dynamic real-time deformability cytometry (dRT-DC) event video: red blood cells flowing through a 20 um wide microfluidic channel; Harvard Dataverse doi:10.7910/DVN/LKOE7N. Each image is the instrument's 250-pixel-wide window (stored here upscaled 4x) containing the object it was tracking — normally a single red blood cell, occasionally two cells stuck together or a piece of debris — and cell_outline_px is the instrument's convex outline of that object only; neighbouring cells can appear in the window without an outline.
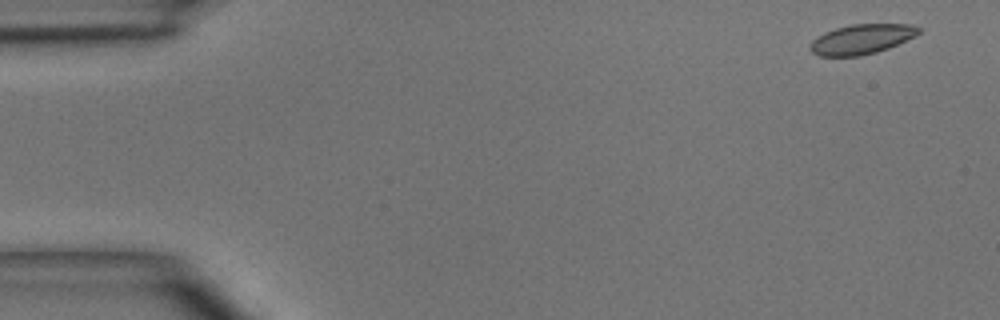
{"species": "common noctule bat (a hibernating species)", "species_latin": "Nyctalus noctula", "temperature_condition": "room temperature", "stored_images_in_passage": 4, "camera_frame_rate_fps": 3000, "um_per_image_px": 0.085, "animal": {"sex": "male", "body_mass_g": 15.6}, "frame": {"image": 1, "passage_image": 1, "time_ms": 0.0, "image_size_px": [1000, 320], "cell_outline_px": [[920, 32], [888, 48], [876, 52], [860, 56], [820, 56], [812, 52], [812, 40], [824, 32], [836, 28], [852, 24], [912, 24], [920, 28]], "centroid_in_image_um": [73.22, 3.32], "position_along_channel_um": 11.8, "area_um2": 18.5}}
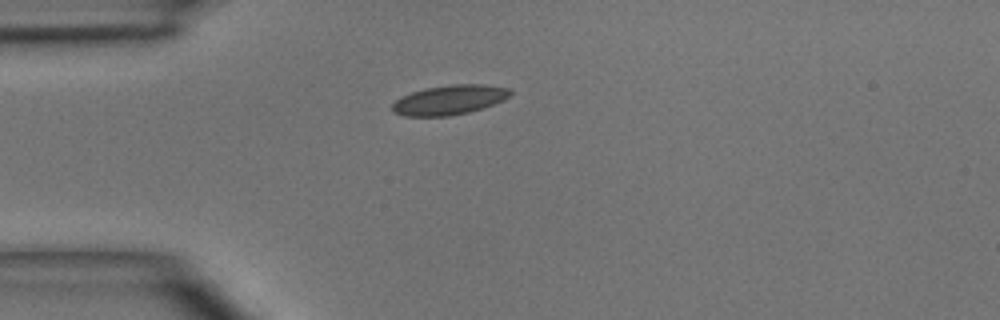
{"frame": {"image": 2, "passage_image": 3, "time_ms": 3.333, "image_size_px": [1000, 320], "cell_outline_px": [[512, 92], [504, 100], [468, 112], [448, 116], [404, 116], [392, 112], [392, 104], [396, 100], [412, 92], [424, 88], [452, 84], [484, 84], [508, 88]], "centroid_in_image_um": [38.17, 8.49], "position_along_channel_um": 46.8, "area_um2": 20.17}}